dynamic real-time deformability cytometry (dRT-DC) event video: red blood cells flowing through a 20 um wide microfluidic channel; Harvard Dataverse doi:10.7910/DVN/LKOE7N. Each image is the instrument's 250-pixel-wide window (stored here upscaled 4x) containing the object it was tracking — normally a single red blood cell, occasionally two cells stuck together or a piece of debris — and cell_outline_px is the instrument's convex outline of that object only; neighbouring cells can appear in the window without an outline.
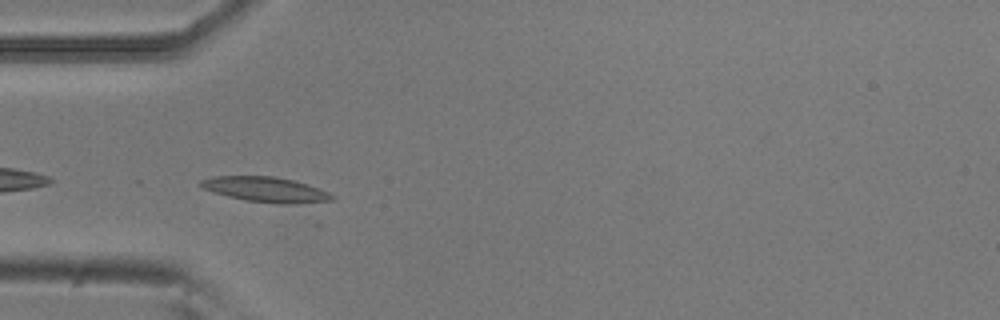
{"species": "common noctule bat (a hibernating species)", "species_latin": "Nyctalus noctula", "temperature_condition": "room temperature", "stored_images_in_passage": 29, "camera_frame_rate_fps": 3000, "um_per_image_px": 0.085, "animal": {"sex": "male", "body_mass_g": 20.5, "forearm_length_mm": 52.5}, "frame": {"image": 1, "passage_image": 2, "time_ms": 0.333, "image_size_px": [1000, 320], "cell_outline_px": [[332, 200], [284, 204], [280, 204], [244, 200], [228, 196], [204, 188], [200, 184], [200, 180], [216, 176], [276, 176], [292, 180], [328, 192], [332, 196]], "centroid_in_image_um": [22.54, 16.1], "position_along_channel_um": 62.5, "area_um2": 18.61}}
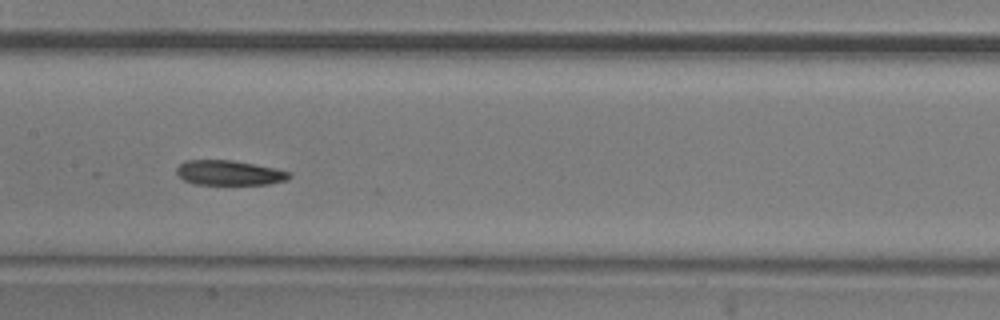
{"frame": {"image": 2, "passage_image": 12, "time_ms": 3.667, "image_size_px": [1000, 320], "cell_outline_px": [[292, 176], [284, 180], [268, 184], [196, 184], [184, 180], [176, 172], [176, 168], [180, 164], [188, 160], [232, 160], [276, 168], [292, 172]], "centroid_in_image_um": [19.5, 14.68], "position_along_channel_um": 187.9, "area_um2": 16.18}}
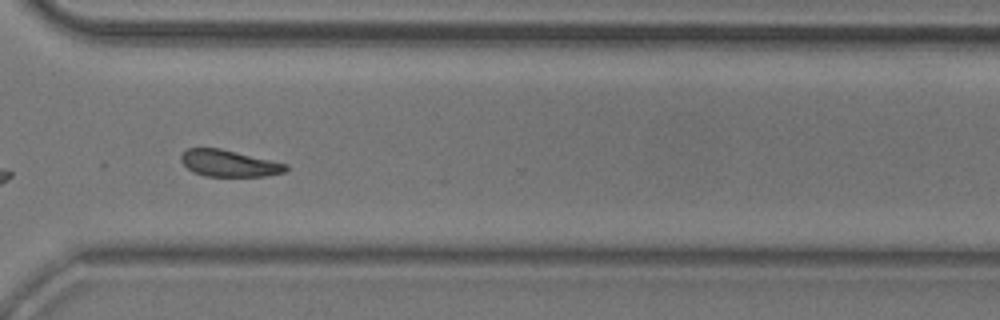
{"frame": {"image": 3, "passage_image": 25, "time_ms": 8.0, "image_size_px": [1000, 320], "cell_outline_px": [[288, 168], [284, 172], [264, 176], [204, 176], [192, 172], [180, 160], [180, 156], [188, 148], [220, 148], [288, 164]], "centroid_in_image_um": [19.45, 13.88], "position_along_channel_um": 351.1, "area_um2": 16.18}, "authors_computed_cell_mechanics": {"area_um2": 17.1088, "velocity_mm_per_s": 3.7757, "shape_relaxation_time_tau1_ms": 4.379, "shape_relaxation_time_tau2_ms": null, "deformation_change_tau1": 0.1083, "deformation_change_tau2": null}}